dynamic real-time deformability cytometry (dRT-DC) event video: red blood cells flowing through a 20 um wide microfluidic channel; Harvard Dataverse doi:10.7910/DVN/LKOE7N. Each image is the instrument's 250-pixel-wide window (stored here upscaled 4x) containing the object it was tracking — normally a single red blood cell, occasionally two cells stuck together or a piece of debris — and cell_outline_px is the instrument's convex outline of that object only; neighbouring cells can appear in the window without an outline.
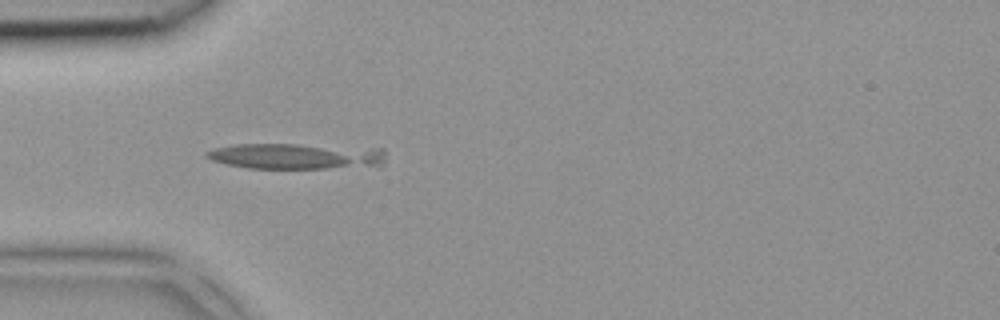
{"species": "common noctule bat (a hibernating species)", "species_latin": "Nyctalus noctula", "temperature_condition": "room temperature", "stored_images_in_passage": 5, "camera_frame_rate_fps": 3000, "um_per_image_px": 0.085, "animal": {"sex": "female", "body_mass_g": 18.4}, "frame": {"image": 1, "passage_image": 5, "time_ms": 1.333, "image_size_px": [1000, 320], "cell_outline_px": [[384, 164], [380, 168], [248, 168], [228, 164], [212, 160], [204, 156], [204, 152], [216, 148], [236, 144], [300, 144], [384, 148]], "centroid_in_image_um": [25.31, 13.28], "position_along_channel_um": 59.7, "area_um2": 27.57}}